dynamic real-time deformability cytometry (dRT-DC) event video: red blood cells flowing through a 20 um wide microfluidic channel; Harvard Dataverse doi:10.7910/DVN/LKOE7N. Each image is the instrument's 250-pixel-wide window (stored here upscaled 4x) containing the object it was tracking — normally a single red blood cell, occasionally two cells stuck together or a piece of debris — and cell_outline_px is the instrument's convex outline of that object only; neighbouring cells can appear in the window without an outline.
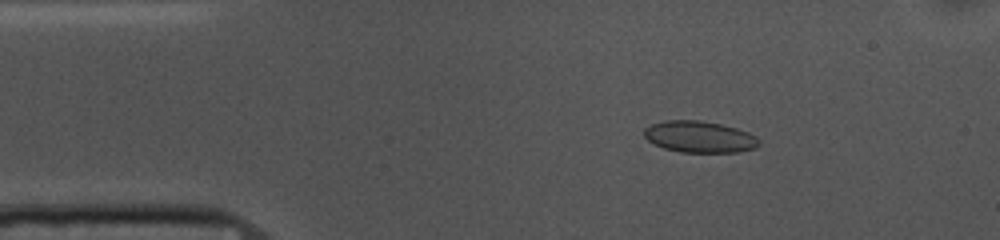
{"species": "common noctule bat (a hibernating species)", "species_latin": "Nyctalus noctula", "temperature_condition": "cold", "stored_images_in_passage": 53, "camera_frame_rate_fps": 3000, "um_per_image_px": 0.085, "animal": {"sex": "female", "body_mass_g": 10.0, "forearm_length_mm": 53.1}, "frame": {"image": 1, "passage_image": 8, "time_ms": 2.333, "image_size_px": [1000, 240], "cell_outline_px": [[760, 144], [756, 148], [740, 152], [680, 152], [664, 148], [652, 144], [644, 136], [644, 128], [652, 124], [664, 120], [700, 120], [720, 124], [736, 128], [748, 132], [756, 136], [760, 140]], "centroid_in_image_um": [59.46, 11.63], "position_along_channel_um": 25.5, "area_um2": 21.27}}
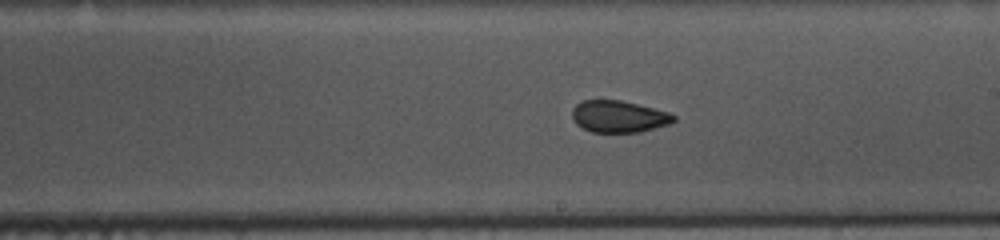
{"frame": {"image": 2, "passage_image": 29, "time_ms": 9.333, "image_size_px": [1000, 240], "cell_outline_px": [[676, 120], [668, 124], [640, 132], [592, 132], [576, 124], [572, 120], [572, 108], [580, 100], [620, 100], [668, 112], [676, 116]], "centroid_in_image_um": [52.55, 9.9], "position_along_channel_um": 236.4, "area_um2": 18.79}}
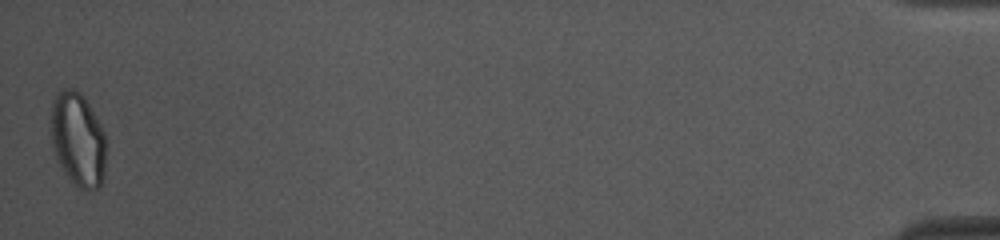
{"frame": {"image": 3, "passage_image": 53, "time_ms": 17.333, "image_size_px": [1000, 240], "cell_outline_px": [[104, 176], [100, 188], [88, 192], [72, 184], [60, 164], [52, 148], [52, 100], [56, 92], [64, 88], [72, 88], [80, 92], [84, 96], [96, 116], [104, 132]], "centroid_in_image_um": [6.62, 11.86], "position_along_channel_um": 428.6, "area_um2": 30.23}, "authors_computed_cell_mechanics": {"area_um2": 20.1144, "velocity_mm_per_s": 3.6582, "shape_relaxation_time_tau1_ms": 3.9957, "shape_relaxation_time_tau2_ms": 1.7708, "deformation_change_tau1": 0.0935, "deformation_change_tau2": 0.04}}